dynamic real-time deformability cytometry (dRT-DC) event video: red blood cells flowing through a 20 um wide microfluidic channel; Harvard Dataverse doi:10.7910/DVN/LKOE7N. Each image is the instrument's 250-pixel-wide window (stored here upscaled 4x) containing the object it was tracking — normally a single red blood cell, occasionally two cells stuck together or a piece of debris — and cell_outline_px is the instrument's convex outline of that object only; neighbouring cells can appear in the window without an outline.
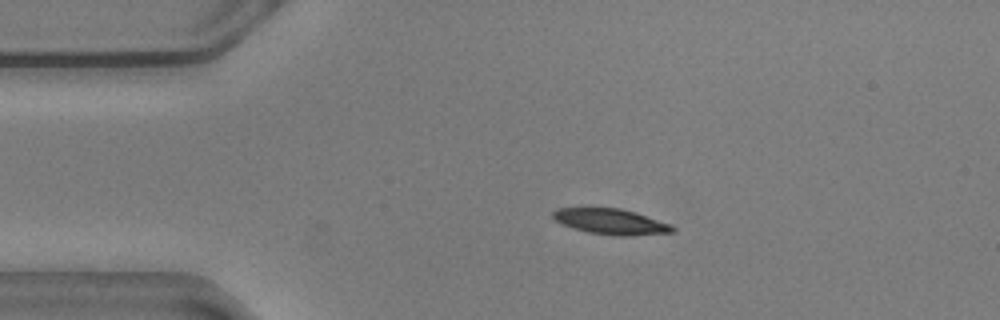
{"species": "common noctule bat (a hibernating species)", "species_latin": "Nyctalus noctula", "temperature_condition": "warm", "stored_images_in_passage": 46, "camera_frame_rate_fps": 3000, "um_per_image_px": 0.085, "animal": {"sex": "male", "body_mass_g": 20.5, "forearm_length_mm": 52.5}, "frame": {"image": 1, "passage_image": 1, "time_ms": 0.0, "image_size_px": [1000, 320], "cell_outline_px": [[676, 232], [628, 236], [616, 236], [588, 232], [564, 224], [556, 220], [552, 216], [552, 212], [556, 208], [620, 208], [636, 212], [672, 224], [676, 228]], "centroid_in_image_um": [52.0, 18.83], "position_along_channel_um": 33.0, "area_um2": 17.86}}
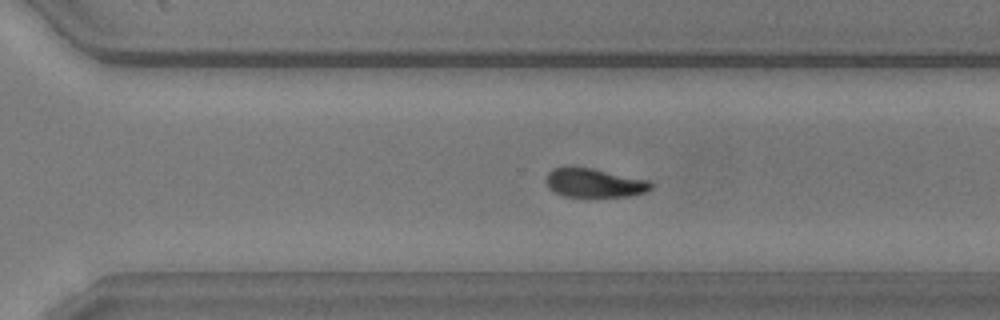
{"frame": {"image": 2, "passage_image": 28, "time_ms": 9.0, "image_size_px": [1000, 320], "cell_outline_px": [[652, 188], [648, 192], [628, 196], [564, 196], [548, 188], [548, 172], [552, 168], [568, 164], [572, 164], [652, 180]], "centroid_in_image_um": [50.54, 15.5], "position_along_channel_um": 320.1, "area_um2": 18.09}}
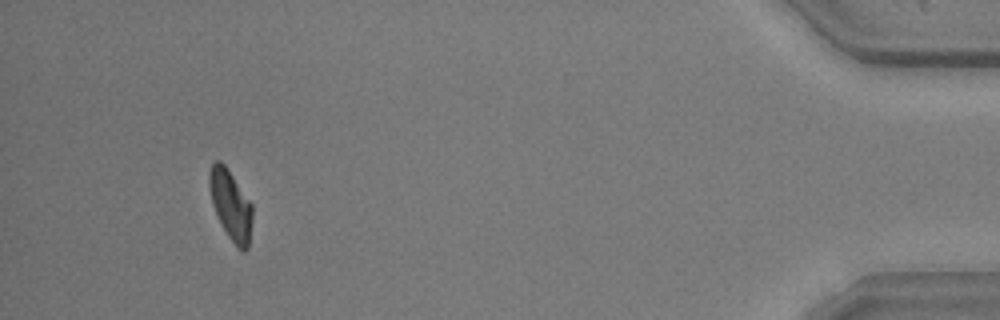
{"frame": {"image": 3, "passage_image": 42, "time_ms": 13.667, "image_size_px": [1000, 320], "cell_outline_px": [[252, 220], [248, 248], [244, 252], [236, 248], [228, 236], [212, 204], [208, 184], [208, 176], [212, 164], [216, 160], [220, 160], [224, 164], [252, 204]], "centroid_in_image_um": [19.61, 17.44], "position_along_channel_um": 415.6, "area_um2": 17.34}, "authors_computed_cell_mechanics": {"area_um2": 18.4382, "velocity_mm_per_s": 3.5928, "shape_relaxation_time_tau1_ms": 8.1526, "shape_relaxation_time_tau2_ms": 3.3652, "deformation_change_tau1": 0.2071, "deformation_change_tau2": 0.093}}